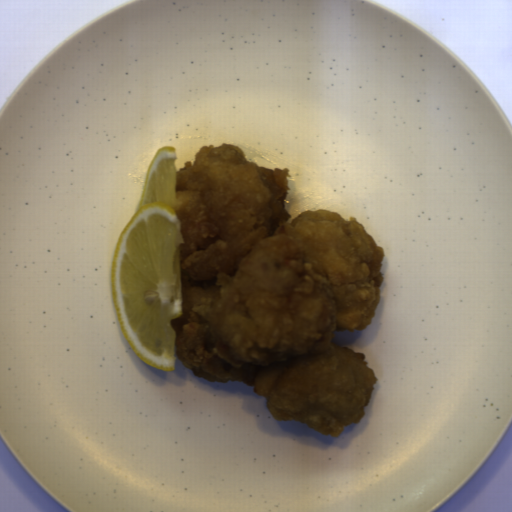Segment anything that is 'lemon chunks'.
<instances>
[{
  "label": "lemon chunks",
  "mask_w": 512,
  "mask_h": 512,
  "mask_svg": "<svg viewBox=\"0 0 512 512\" xmlns=\"http://www.w3.org/2000/svg\"><path fill=\"white\" fill-rule=\"evenodd\" d=\"M176 148L156 150L139 206L120 232L110 265L112 301L134 351L148 366L176 372L177 334L183 315L180 245L176 214Z\"/></svg>",
  "instance_id": "e0be4373"
}]
</instances>
